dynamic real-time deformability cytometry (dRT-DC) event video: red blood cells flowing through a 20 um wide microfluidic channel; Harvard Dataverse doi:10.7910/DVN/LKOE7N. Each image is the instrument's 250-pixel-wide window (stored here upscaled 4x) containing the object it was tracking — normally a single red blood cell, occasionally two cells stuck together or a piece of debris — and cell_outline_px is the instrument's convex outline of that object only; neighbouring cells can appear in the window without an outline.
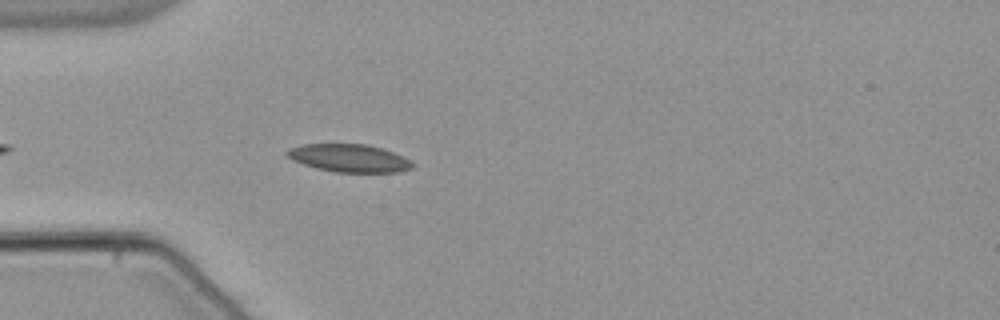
{"species": "common noctule bat (a hibernating species)", "species_latin": "Nyctalus noctula", "temperature_condition": "warm", "stored_images_in_passage": 32, "camera_frame_rate_fps": 3000, "um_per_image_px": 0.085, "animal": {"sex": "male", "body_mass_g": 21.5, "forearm_length_mm": 52.0}, "frame": {"image": 1, "passage_image": 5, "time_ms": 1.333, "image_size_px": [1000, 320], "cell_outline_px": [[416, 164], [412, 168], [400, 172], [336, 172], [316, 168], [292, 160], [284, 152], [288, 148], [304, 144], [368, 144], [392, 152]], "centroid_in_image_um": [29.65, 13.44], "position_along_channel_um": 55.3, "area_um2": 20.23}}
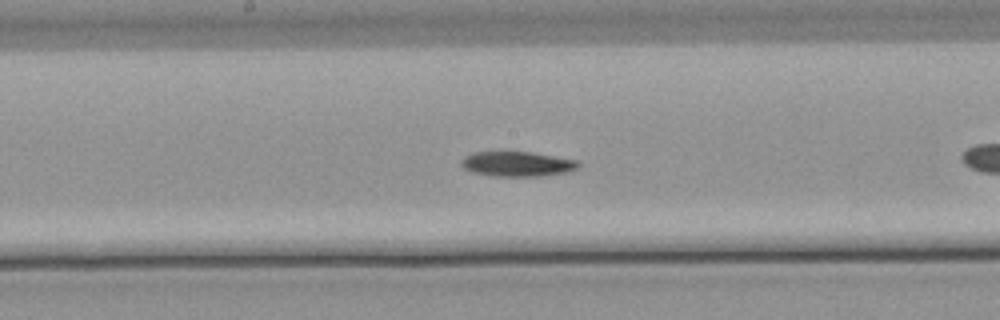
{"frame": {"image": 2, "passage_image": 14, "time_ms": 4.333, "image_size_px": [1000, 320], "cell_outline_px": [[580, 164], [576, 168], [564, 172], [540, 176], [496, 176], [476, 172], [464, 168], [460, 164], [460, 160], [464, 156], [472, 152], [532, 152], [576, 160]], "centroid_in_image_um": [43.92, 13.92], "position_along_channel_um": 204.3, "area_um2": 16.7}}
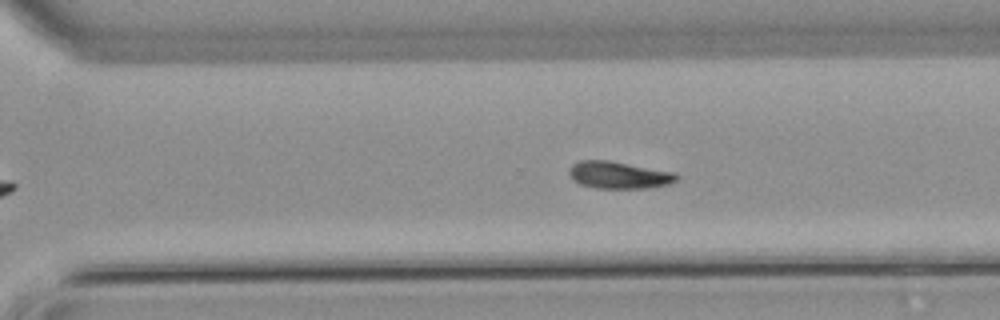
{"frame": {"image": 3, "passage_image": 23, "time_ms": 7.333, "image_size_px": [1000, 320], "cell_outline_px": [[680, 176], [676, 180], [668, 184], [648, 188], [596, 188], [580, 184], [572, 180], [568, 172], [568, 168], [572, 164], [580, 160], [608, 160], [676, 172]], "centroid_in_image_um": [52.58, 14.87], "position_along_channel_um": 318.0, "area_um2": 17.17}, "authors_computed_cell_mechanics": {"area_um2": 17.0799, "velocity_mm_per_s": 3.7989, "shape_relaxation_time_tau1_ms": 10.8447, "shape_relaxation_time_tau2_ms": null, "deformation_change_tau1": 0.1779, "deformation_change_tau2": null}}